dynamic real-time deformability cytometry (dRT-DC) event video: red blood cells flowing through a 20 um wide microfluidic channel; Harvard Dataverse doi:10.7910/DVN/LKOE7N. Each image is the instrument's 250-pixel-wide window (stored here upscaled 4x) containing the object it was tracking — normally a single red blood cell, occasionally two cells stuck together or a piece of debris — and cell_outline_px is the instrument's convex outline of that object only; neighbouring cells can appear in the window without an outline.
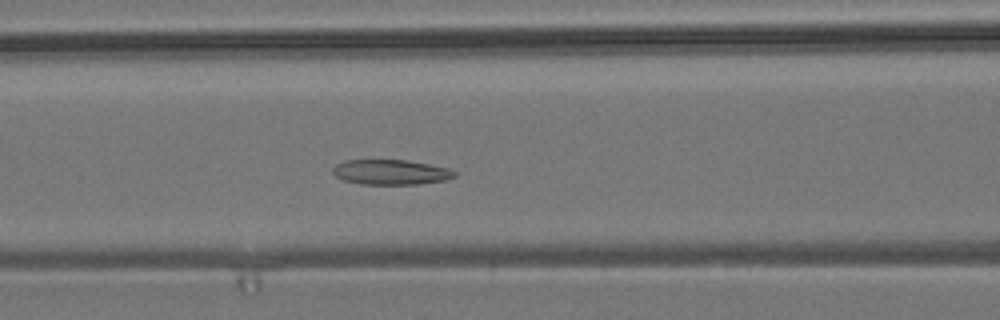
{"species": "common noctule bat (a hibernating species)", "species_latin": "Nyctalus noctula", "temperature_condition": "room temperature", "stored_images_in_passage": 56, "camera_frame_rate_fps": 3000, "um_per_image_px": 0.085, "animal": {"sex": "male", "body_mass_g": 19.2, "forearm_length_mm": 51.8}, "frame": {"image": 1, "passage_image": 23, "time_ms": 7.333, "image_size_px": [1000, 320], "cell_outline_px": [[456, 176], [444, 180], [416, 184], [360, 184], [344, 180], [336, 176], [332, 172], [332, 168], [336, 164], [344, 160], [408, 160], [448, 168], [456, 172]], "centroid_in_image_um": [33.19, 14.63], "position_along_channel_um": 133.4, "area_um2": 17.69}}
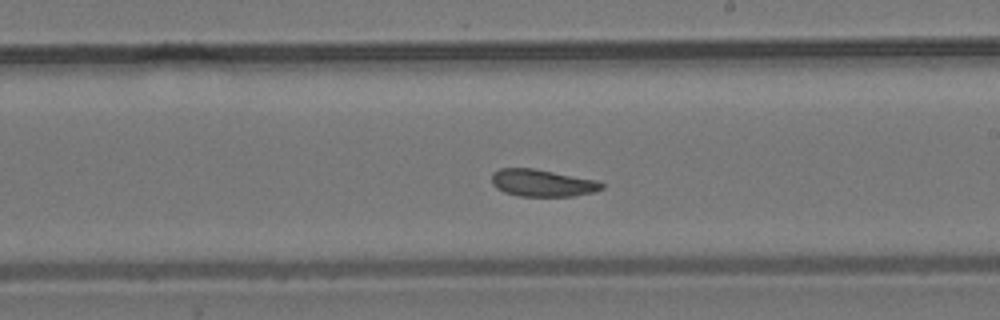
{"frame": {"image": 2, "passage_image": 32, "time_ms": 10.333, "image_size_px": [1000, 320], "cell_outline_px": [[604, 188], [596, 192], [572, 196], [520, 196], [504, 192], [496, 188], [492, 184], [492, 172], [500, 168], [536, 168], [596, 180], [604, 184]], "centroid_in_image_um": [46.1, 15.55], "position_along_channel_um": 242.9, "area_um2": 17.57}}
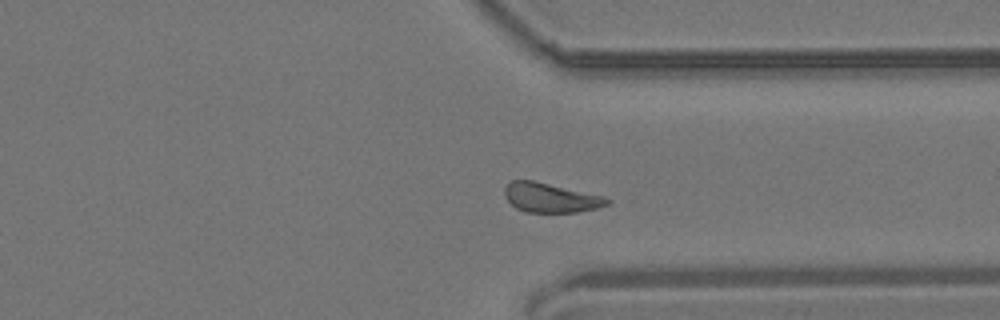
{"frame": {"image": 3, "passage_image": 42, "time_ms": 13.667, "image_size_px": [1000, 320], "cell_outline_px": [[612, 200], [608, 204], [596, 208], [576, 212], [524, 212], [516, 208], [504, 196], [504, 188], [512, 180], [532, 180], [604, 196]], "centroid_in_image_um": [46.79, 16.81], "position_along_channel_um": 364.6, "area_um2": 17.46}, "authors_computed_cell_mechanics": {"area_um2": 18.3804, "velocity_mm_per_s": 3.6604, "shape_relaxation_time_tau1_ms": null, "shape_relaxation_time_tau2_ms": 4.656, "deformation_change_tau1": null, "deformation_change_tau2": 0.0768}}